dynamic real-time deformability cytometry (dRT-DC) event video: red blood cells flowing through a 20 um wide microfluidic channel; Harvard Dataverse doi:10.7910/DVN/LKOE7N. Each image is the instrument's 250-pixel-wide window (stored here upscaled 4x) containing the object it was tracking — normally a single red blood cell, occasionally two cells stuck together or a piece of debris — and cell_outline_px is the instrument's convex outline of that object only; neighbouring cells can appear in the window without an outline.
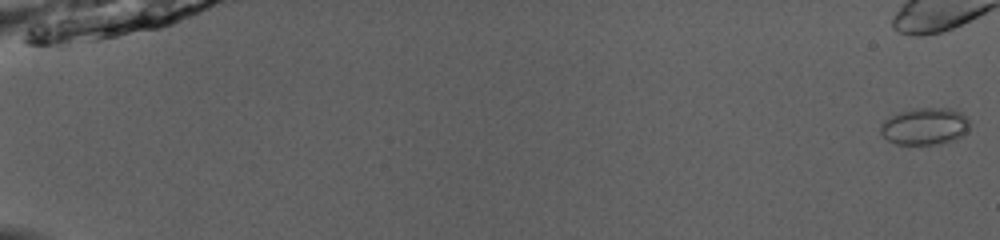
{"species": "common noctule bat (a hibernating species)", "species_latin": "Nyctalus noctula", "temperature_condition": "room temperature", "stored_images_in_passage": 21, "camera_frame_rate_fps": 3000, "um_per_image_px": 0.085, "animal": {"sex": "male", "body_mass_g": 13.0, "forearm_length_mm": 53.1}, "frame": {"image": 1, "passage_image": 1, "time_ms": 0.0, "image_size_px": [1000, 240], "cell_outline_px": [[968, 132], [956, 140], [936, 144], [896, 144], [888, 140], [880, 132], [880, 124], [884, 120], [900, 112], [912, 108], [952, 108], [960, 112], [968, 120]], "centroid_in_image_um": [78.61, 10.74], "position_along_channel_um": 6.4, "area_um2": 19.25}}